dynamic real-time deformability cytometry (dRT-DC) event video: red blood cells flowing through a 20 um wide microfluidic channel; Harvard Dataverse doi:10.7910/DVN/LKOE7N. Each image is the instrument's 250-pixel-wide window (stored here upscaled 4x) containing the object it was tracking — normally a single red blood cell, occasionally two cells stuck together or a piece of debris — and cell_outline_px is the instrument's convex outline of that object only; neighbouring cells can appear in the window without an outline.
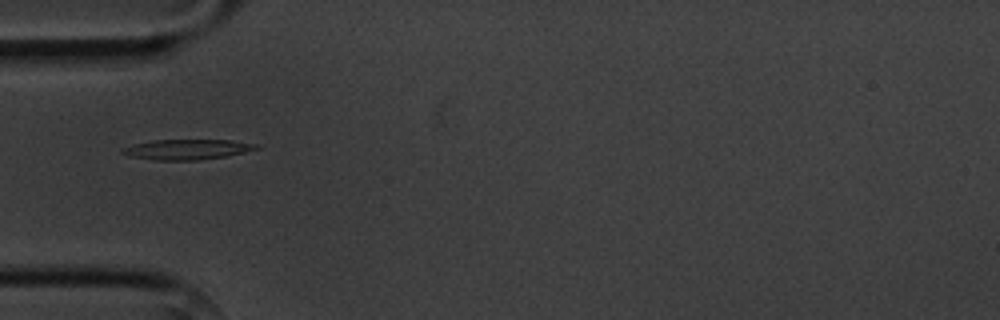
{"species": "common noctule bat (a hibernating species)", "species_latin": "Nyctalus noctula", "temperature_condition": "cold", "stored_images_in_passage": 10, "camera_frame_rate_fps": 3000, "um_per_image_px": 0.085, "animal": {"sex": "male", "body_mass_g": 20.1, "forearm_length_mm": 53.5}, "frame": {"image": 1, "passage_image": 2, "time_ms": 2.0, "image_size_px": [1000, 320], "cell_outline_px": [[260, 148], [228, 156], [196, 160], [152, 160], [128, 156], [120, 152], [120, 148], [152, 140], [232, 140], [256, 144]], "centroid_in_image_um": [15.87, 12.7], "position_along_channel_um": 69.1, "area_um2": 15.78}}
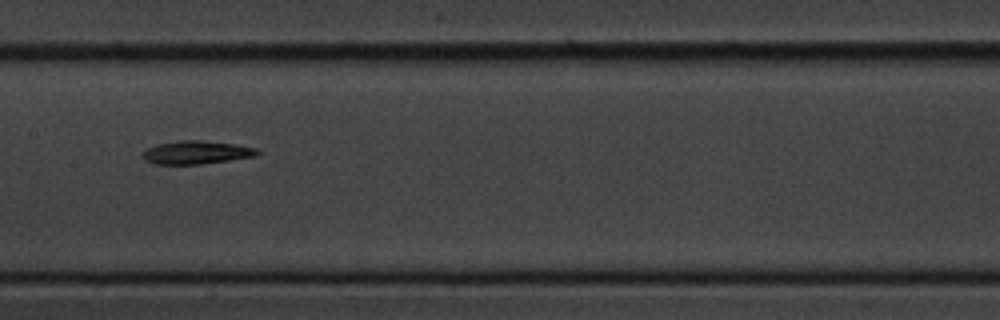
{"frame": {"image": 2, "passage_image": 5, "time_ms": 5.333, "image_size_px": [1000, 320], "cell_outline_px": [[260, 152], [256, 156], [200, 164], [152, 164], [144, 160], [140, 156], [148, 148], [156, 144], [180, 140], [200, 140], [236, 144], [256, 148]], "centroid_in_image_um": [16.66, 12.95], "position_along_channel_um": 190.7, "area_um2": 15.55}}
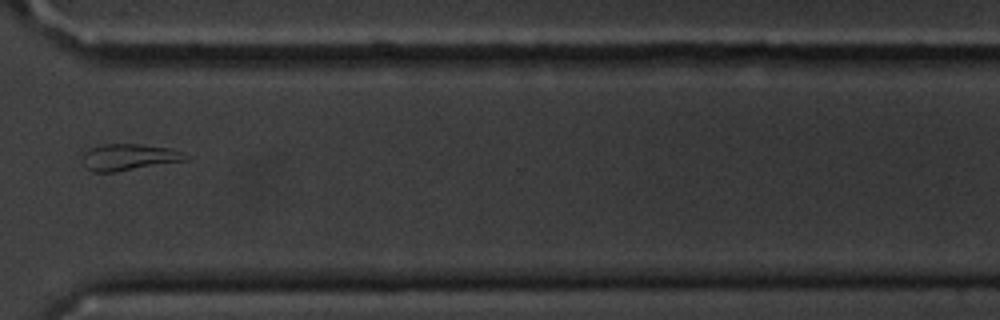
{"frame": {"image": 3, "passage_image": 9, "time_ms": 10.0, "image_size_px": [1000, 320], "cell_outline_px": [[192, 156], [188, 160], [116, 172], [92, 172], [84, 164], [80, 156], [88, 148], [100, 144], [140, 144], [172, 148], [184, 152]], "centroid_in_image_um": [10.98, 13.35], "position_along_channel_um": 359.6, "area_um2": 16.36}, "authors_computed_cell_mechanics": {"area_um2": 15.8083, "velocity_mm_per_s": 3.6269, "shape_relaxation_time_tau1_ms": null, "shape_relaxation_time_tau2_ms": 5.6791, "deformation_change_tau1": null, "deformation_change_tau2": 0.141}}